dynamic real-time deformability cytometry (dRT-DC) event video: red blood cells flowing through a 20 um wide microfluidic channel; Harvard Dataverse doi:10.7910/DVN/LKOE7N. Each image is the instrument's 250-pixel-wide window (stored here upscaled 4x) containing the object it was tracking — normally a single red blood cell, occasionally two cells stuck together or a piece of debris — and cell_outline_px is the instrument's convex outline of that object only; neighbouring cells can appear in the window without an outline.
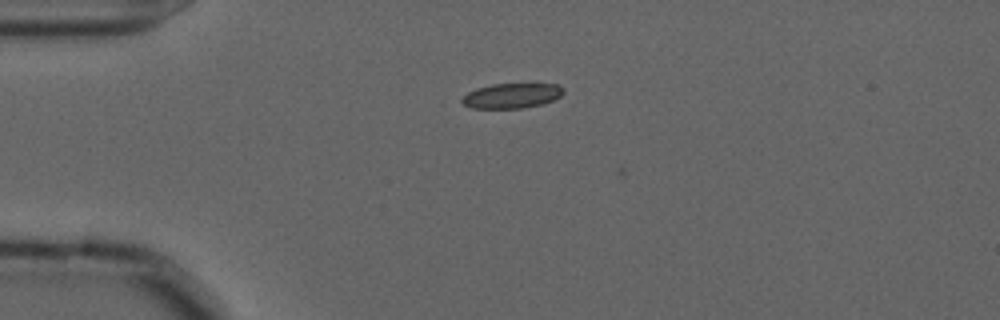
{"species": "common noctule bat (a hibernating species)", "species_latin": "Nyctalus noctula", "temperature_condition": "cold", "stored_images_in_passage": 3, "camera_frame_rate_fps": 3000, "um_per_image_px": 0.085, "animal": {"sex": "male", "forearm_length_mm": 52.5}, "frame": {"image": 1, "passage_image": 1, "time_ms": 0.0, "image_size_px": [1000, 320], "cell_outline_px": [[564, 92], [560, 96], [544, 104], [524, 108], [472, 108], [464, 104], [460, 100], [468, 92], [476, 88], [492, 84], [556, 84], [564, 88]], "centroid_in_image_um": [43.5, 8.14], "position_along_channel_um": 41.5, "area_um2": 14.74}}